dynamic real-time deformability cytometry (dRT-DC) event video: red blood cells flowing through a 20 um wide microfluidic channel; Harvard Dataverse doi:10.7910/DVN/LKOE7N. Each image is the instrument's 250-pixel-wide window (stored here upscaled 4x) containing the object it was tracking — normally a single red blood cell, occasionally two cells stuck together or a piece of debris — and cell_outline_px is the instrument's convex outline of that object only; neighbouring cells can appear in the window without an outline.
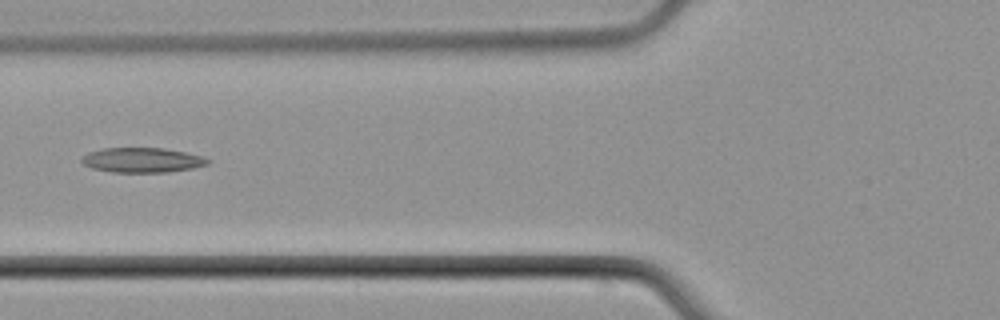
{"species": "common noctule bat (a hibernating species)", "species_latin": "Nyctalus noctula", "temperature_condition": "cold", "stored_images_in_passage": 6, "camera_frame_rate_fps": 3000, "um_per_image_px": 0.085, "animal": {"sex": "male", "body_mass_g": 21.5, "forearm_length_mm": 52.0}, "frame": {"image": 1, "passage_image": 6, "time_ms": 6.0, "image_size_px": [1000, 320], "cell_outline_px": [[212, 160], [208, 164], [192, 168], [168, 172], [112, 172], [92, 168], [84, 164], [80, 160], [88, 152], [104, 148], [164, 148], [184, 152], [200, 156]], "centroid_in_image_um": [12.08, 13.61], "position_along_channel_um": 113.7, "area_um2": 18.09}}